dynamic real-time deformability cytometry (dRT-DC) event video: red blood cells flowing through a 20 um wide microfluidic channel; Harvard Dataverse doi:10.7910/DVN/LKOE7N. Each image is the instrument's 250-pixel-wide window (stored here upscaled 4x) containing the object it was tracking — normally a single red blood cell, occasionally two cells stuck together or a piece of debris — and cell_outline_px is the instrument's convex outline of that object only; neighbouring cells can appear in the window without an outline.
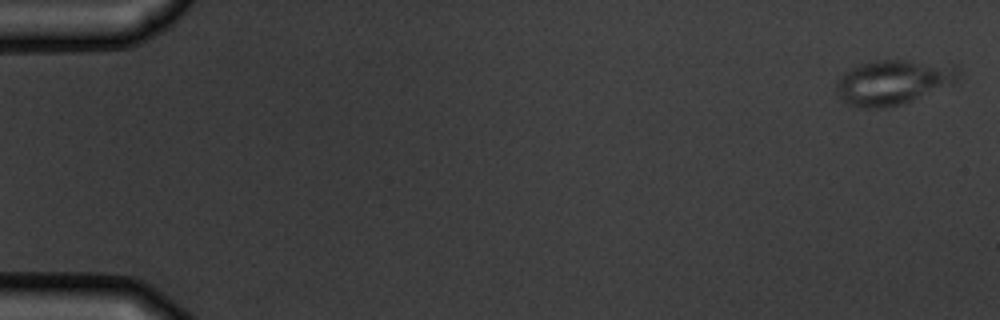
{"species": "common noctule bat (a hibernating species)", "species_latin": "Nyctalus noctula", "temperature_condition": "warm", "stored_images_in_passage": 6, "camera_frame_rate_fps": 3000, "um_per_image_px": 0.085, "animal": {"sex": "male", "body_mass_g": 19.5, "forearm_length_mm": 54.6}, "frame": {"image": 1, "passage_image": 1, "time_ms": 0.0, "image_size_px": [1000, 320], "cell_outline_px": [[960, 76], [952, 84], [904, 104], [884, 108], [856, 108], [848, 104], [836, 92], [836, 80], [840, 76], [856, 64], [876, 60], [904, 60], [960, 68]], "centroid_in_image_um": [75.84, 7.01], "position_along_channel_um": 9.2, "area_um2": 31.67}}